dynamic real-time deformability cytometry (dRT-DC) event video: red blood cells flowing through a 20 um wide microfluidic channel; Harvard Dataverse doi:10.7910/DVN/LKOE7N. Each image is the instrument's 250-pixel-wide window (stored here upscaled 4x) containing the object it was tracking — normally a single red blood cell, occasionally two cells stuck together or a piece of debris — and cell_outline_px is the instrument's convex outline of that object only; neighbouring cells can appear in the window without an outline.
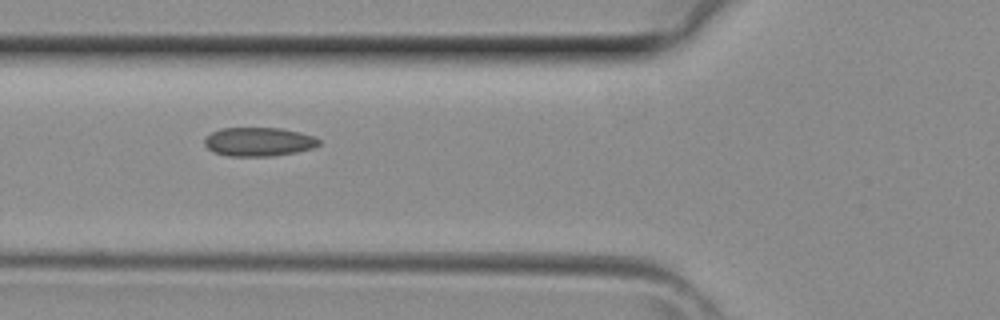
{"species": "common noctule bat (a hibernating species)", "species_latin": "Nyctalus noctula", "temperature_condition": "room temperature", "stored_images_in_passage": 5, "camera_frame_rate_fps": 3000, "um_per_image_px": 0.085, "animal": {"sex": "female", "body_mass_g": 29.2, "forearm_length_mm": 56.3}, "frame": {"image": 1, "passage_image": 4, "time_ms": 1.0, "image_size_px": [1000, 320], "cell_outline_px": [[320, 144], [312, 148], [296, 152], [272, 156], [228, 156], [212, 152], [204, 144], [204, 136], [220, 128], [280, 128], [300, 132], [316, 136], [320, 140]], "centroid_in_image_um": [21.97, 12.05], "position_along_channel_um": 103.8, "area_um2": 19.42}}
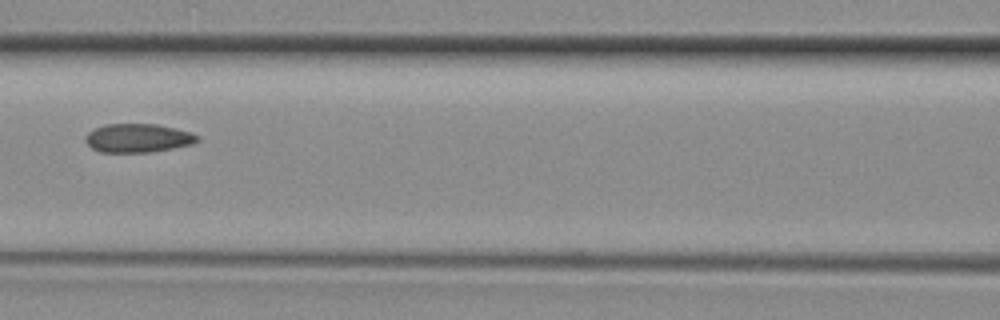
{"frame": {"image": 2, "passage_image": 5, "time_ms": 1.333, "image_size_px": [1000, 320], "cell_outline_px": [[200, 140], [192, 144], [172, 148], [148, 152], [100, 152], [92, 148], [84, 140], [88, 132], [104, 124], [156, 124], [176, 128], [192, 132], [200, 136]], "centroid_in_image_um": [11.75, 11.73], "position_along_channel_um": 154.9, "area_um2": 18.73}}